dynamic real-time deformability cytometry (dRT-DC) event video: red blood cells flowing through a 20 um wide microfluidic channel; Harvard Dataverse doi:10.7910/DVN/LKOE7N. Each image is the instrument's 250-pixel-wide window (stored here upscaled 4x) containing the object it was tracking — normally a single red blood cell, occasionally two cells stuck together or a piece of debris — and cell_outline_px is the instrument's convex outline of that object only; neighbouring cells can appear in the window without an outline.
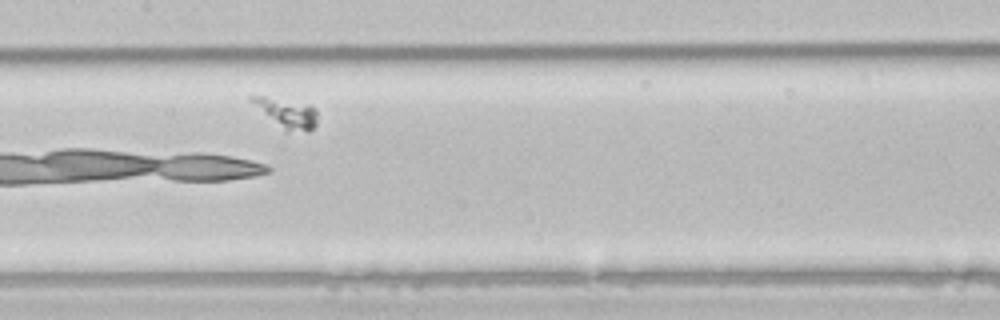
{"species": "common noctule bat (a hibernating species)", "species_latin": "Nyctalus noctula", "temperature_condition": "room temperature", "stored_images_in_passage": 7, "camera_frame_rate_fps": 3000, "um_per_image_px": 0.085, "animal": {"sex": "male", "body_mass_g": 21.5, "forearm_length_mm": 52.0}, "frame": {"image": 1, "passage_image": 5, "time_ms": 1.333, "image_size_px": [1000, 320], "cell_outline_px": [[316, 124], [308, 132], [284, 132], [248, 100], [248, 96], [264, 96], [308, 104], [316, 108]], "centroid_in_image_um": [24.36, 9.64], "position_along_channel_um": 183.0, "area_um2": 11.44}}
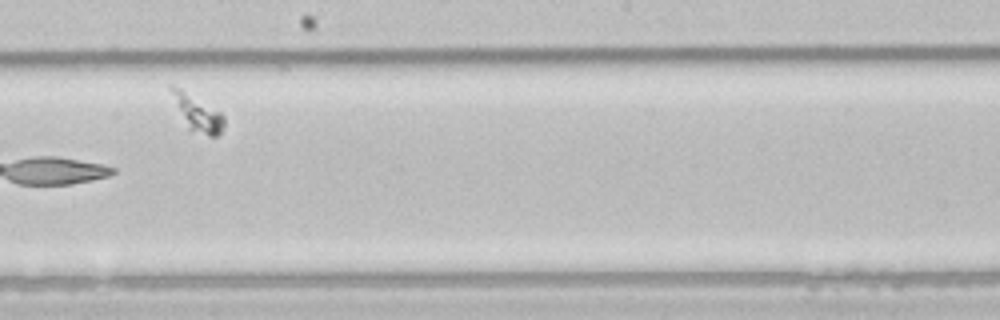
{"frame": {"image": 2, "passage_image": 6, "time_ms": 1.667, "image_size_px": [1000, 320], "cell_outline_px": [[224, 124], [220, 132], [216, 136], [208, 136], [192, 132], [188, 128], [168, 88], [168, 84], [172, 84], [180, 88], [220, 112], [224, 116]], "centroid_in_image_um": [16.77, 9.62], "position_along_channel_um": 231.4, "area_um2": 10.69}}